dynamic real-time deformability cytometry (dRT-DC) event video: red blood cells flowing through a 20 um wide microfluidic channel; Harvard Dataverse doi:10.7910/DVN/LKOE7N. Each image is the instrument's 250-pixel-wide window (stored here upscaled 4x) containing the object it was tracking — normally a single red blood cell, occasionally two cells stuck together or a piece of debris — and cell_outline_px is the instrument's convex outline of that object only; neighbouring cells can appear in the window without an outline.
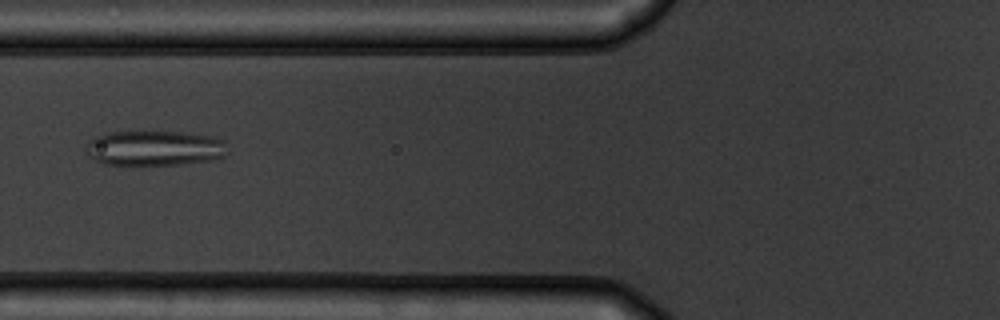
{"species": "common noctule bat (a hibernating species)", "species_latin": "Nyctalus noctula", "temperature_condition": "warm", "stored_images_in_passage": 46, "camera_frame_rate_fps": 3000, "um_per_image_px": 0.085, "animal": {"sex": "male", "body_mass_g": 19.5, "forearm_length_mm": 54.6}, "frame": {"image": 1, "passage_image": 14, "time_ms": 4.333, "image_size_px": [1000, 320], "cell_outline_px": [[224, 156], [212, 160], [180, 164], [104, 164], [88, 156], [84, 148], [88, 140], [96, 136], [112, 132], [180, 132], [212, 136], [224, 140]], "centroid_in_image_um": [13.08, 12.59], "position_along_channel_um": 112.7, "area_um2": 28.67}, "authors_computed_cell_mechanics": {"area_um2": 27.9752, "velocity_mm_per_s": 3.7635, "shape_relaxation_time_tau1_ms": null, "shape_relaxation_time_tau2_ms": 2.0958, "deformation_change_tau1": null, "deformation_change_tau2": 0.0705}}